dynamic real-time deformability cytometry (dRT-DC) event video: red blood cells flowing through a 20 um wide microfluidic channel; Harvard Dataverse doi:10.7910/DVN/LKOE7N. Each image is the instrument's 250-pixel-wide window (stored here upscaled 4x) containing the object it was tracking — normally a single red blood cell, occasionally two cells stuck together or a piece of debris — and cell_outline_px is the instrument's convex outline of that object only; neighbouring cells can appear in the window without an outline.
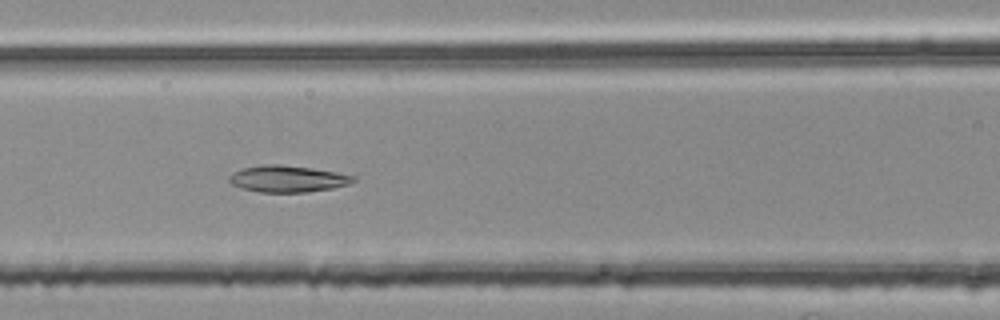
{"species": "common noctule bat (a hibernating species)", "species_latin": "Nyctalus noctula", "temperature_condition": "room temperature", "stored_images_in_passage": 52, "camera_frame_rate_fps": 3000, "um_per_image_px": 0.085, "animal": {"sex": "female", "body_mass_g": 25.1}, "frame": {"image": 1, "passage_image": 22, "time_ms": 7.0, "image_size_px": [1000, 320], "cell_outline_px": [[356, 180], [348, 184], [332, 188], [308, 192], [260, 192], [244, 188], [232, 184], [228, 180], [228, 176], [244, 168], [264, 164], [280, 164], [312, 168], [336, 172], [356, 176]], "centroid_in_image_um": [24.48, 15.19], "position_along_channel_um": 142.1, "area_um2": 19.07}}
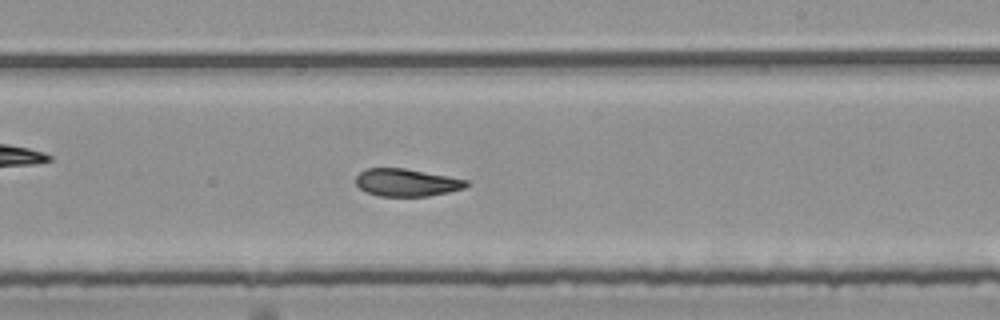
{"frame": {"image": 2, "passage_image": 31, "time_ms": 10.0, "image_size_px": [1000, 320], "cell_outline_px": [[468, 184], [464, 188], [448, 192], [428, 196], [376, 196], [360, 188], [356, 184], [356, 176], [364, 168], [404, 168], [448, 176], [468, 180]], "centroid_in_image_um": [34.54, 15.51], "position_along_channel_um": 254.5, "area_um2": 17.69}}
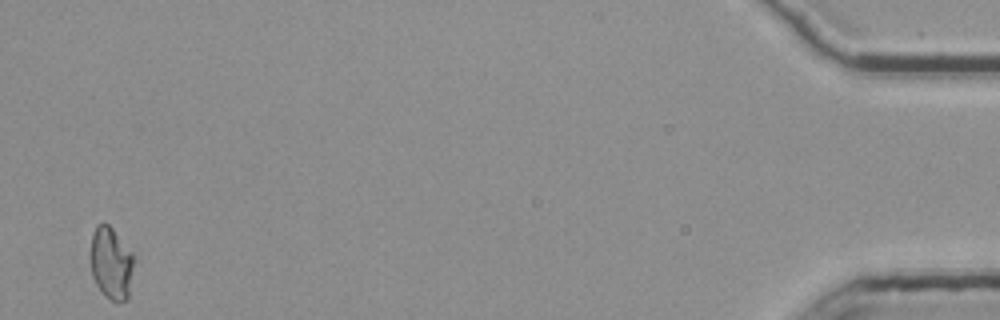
{"frame": {"image": 3, "passage_image": 52, "time_ms": 17.0, "image_size_px": [1000, 320], "cell_outline_px": [[136, 260], [128, 300], [120, 304], [116, 304], [104, 296], [100, 292], [92, 276], [88, 256], [88, 252], [92, 236], [96, 224], [108, 224], [112, 228], [136, 256]], "centroid_in_image_um": [9.46, 22.43], "position_along_channel_um": 425.7, "area_um2": 19.42}, "authors_computed_cell_mechanics": {"area_um2": 18.9006, "velocity_mm_per_s": 3.7556, "shape_relaxation_time_tau1_ms": null, "shape_relaxation_time_tau2_ms": 3.679, "deformation_change_tau1": null, "deformation_change_tau2": 0.0934}}